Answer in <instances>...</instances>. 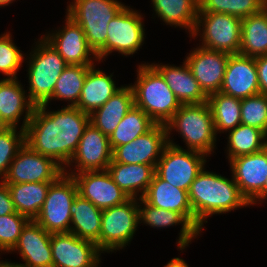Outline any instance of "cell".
Returning <instances> with one entry per match:
<instances>
[{"label":"cell","mask_w":267,"mask_h":267,"mask_svg":"<svg viewBox=\"0 0 267 267\" xmlns=\"http://www.w3.org/2000/svg\"><path fill=\"white\" fill-rule=\"evenodd\" d=\"M47 106H35L25 129V143L65 169L78 148L90 115L77 107L48 111Z\"/></svg>","instance_id":"6da1fadb"},{"label":"cell","mask_w":267,"mask_h":267,"mask_svg":"<svg viewBox=\"0 0 267 267\" xmlns=\"http://www.w3.org/2000/svg\"><path fill=\"white\" fill-rule=\"evenodd\" d=\"M203 168L190 185L189 201L196 222L203 228L209 216L234 211L237 208L250 206L241 194L238 185L232 179L220 174L205 171Z\"/></svg>","instance_id":"7a4b0ae2"},{"label":"cell","mask_w":267,"mask_h":267,"mask_svg":"<svg viewBox=\"0 0 267 267\" xmlns=\"http://www.w3.org/2000/svg\"><path fill=\"white\" fill-rule=\"evenodd\" d=\"M136 79L135 85H130L134 93V105L143 110L156 124L166 125L181 103L151 64L139 65Z\"/></svg>","instance_id":"3957f363"},{"label":"cell","mask_w":267,"mask_h":267,"mask_svg":"<svg viewBox=\"0 0 267 267\" xmlns=\"http://www.w3.org/2000/svg\"><path fill=\"white\" fill-rule=\"evenodd\" d=\"M168 137L172 130L179 132L188 150L208 156L216 146V132L212 113L207 102L181 104L180 108L166 124Z\"/></svg>","instance_id":"277c9868"},{"label":"cell","mask_w":267,"mask_h":267,"mask_svg":"<svg viewBox=\"0 0 267 267\" xmlns=\"http://www.w3.org/2000/svg\"><path fill=\"white\" fill-rule=\"evenodd\" d=\"M35 46L27 58L28 97L35 106H40L52 97L56 81L68 64L44 38Z\"/></svg>","instance_id":"5b68a950"},{"label":"cell","mask_w":267,"mask_h":267,"mask_svg":"<svg viewBox=\"0 0 267 267\" xmlns=\"http://www.w3.org/2000/svg\"><path fill=\"white\" fill-rule=\"evenodd\" d=\"M125 6L117 0H73L66 15L81 26L89 47L97 54L106 43L108 23Z\"/></svg>","instance_id":"8992f818"},{"label":"cell","mask_w":267,"mask_h":267,"mask_svg":"<svg viewBox=\"0 0 267 267\" xmlns=\"http://www.w3.org/2000/svg\"><path fill=\"white\" fill-rule=\"evenodd\" d=\"M77 194L74 178L66 173L61 174L50 184L35 221L51 234L70 232L71 212Z\"/></svg>","instance_id":"52a82bcc"},{"label":"cell","mask_w":267,"mask_h":267,"mask_svg":"<svg viewBox=\"0 0 267 267\" xmlns=\"http://www.w3.org/2000/svg\"><path fill=\"white\" fill-rule=\"evenodd\" d=\"M241 25L242 19L233 15L198 12L196 26L190 37L195 38L201 35L200 41H202L201 47L203 48L231 55L239 54ZM200 27L203 28L201 29Z\"/></svg>","instance_id":"ba28073f"},{"label":"cell","mask_w":267,"mask_h":267,"mask_svg":"<svg viewBox=\"0 0 267 267\" xmlns=\"http://www.w3.org/2000/svg\"><path fill=\"white\" fill-rule=\"evenodd\" d=\"M206 158L203 153L183 149L168 137V145L155 166V174L172 186L188 191L204 168Z\"/></svg>","instance_id":"9c48e42d"},{"label":"cell","mask_w":267,"mask_h":267,"mask_svg":"<svg viewBox=\"0 0 267 267\" xmlns=\"http://www.w3.org/2000/svg\"><path fill=\"white\" fill-rule=\"evenodd\" d=\"M139 224L138 198L102 211L99 250L113 252L130 244ZM104 251V252H103Z\"/></svg>","instance_id":"30bf717a"},{"label":"cell","mask_w":267,"mask_h":267,"mask_svg":"<svg viewBox=\"0 0 267 267\" xmlns=\"http://www.w3.org/2000/svg\"><path fill=\"white\" fill-rule=\"evenodd\" d=\"M137 10L125 6L107 25L104 47L96 54L103 61L113 51L130 56L144 44L145 29L143 18ZM143 43V44H142Z\"/></svg>","instance_id":"8fae6325"},{"label":"cell","mask_w":267,"mask_h":267,"mask_svg":"<svg viewBox=\"0 0 267 267\" xmlns=\"http://www.w3.org/2000/svg\"><path fill=\"white\" fill-rule=\"evenodd\" d=\"M63 173L64 169L53 159L37 153L25 143L2 180L5 184L54 182Z\"/></svg>","instance_id":"7c38bea8"},{"label":"cell","mask_w":267,"mask_h":267,"mask_svg":"<svg viewBox=\"0 0 267 267\" xmlns=\"http://www.w3.org/2000/svg\"><path fill=\"white\" fill-rule=\"evenodd\" d=\"M64 173L74 178L78 194L101 210L121 205L130 199L115 184L107 170L77 173L65 168Z\"/></svg>","instance_id":"4fadbf2b"},{"label":"cell","mask_w":267,"mask_h":267,"mask_svg":"<svg viewBox=\"0 0 267 267\" xmlns=\"http://www.w3.org/2000/svg\"><path fill=\"white\" fill-rule=\"evenodd\" d=\"M53 267H98L101 251L89 240L73 233H52Z\"/></svg>","instance_id":"5bb4252c"},{"label":"cell","mask_w":267,"mask_h":267,"mask_svg":"<svg viewBox=\"0 0 267 267\" xmlns=\"http://www.w3.org/2000/svg\"><path fill=\"white\" fill-rule=\"evenodd\" d=\"M168 145L166 125L156 124L146 134L112 150V161L124 164L156 165Z\"/></svg>","instance_id":"9a60e30c"},{"label":"cell","mask_w":267,"mask_h":267,"mask_svg":"<svg viewBox=\"0 0 267 267\" xmlns=\"http://www.w3.org/2000/svg\"><path fill=\"white\" fill-rule=\"evenodd\" d=\"M65 19L66 24L62 29L45 34L43 38L54 47L68 65H94L95 62L92 60L98 61V58L89 47L83 29L68 15Z\"/></svg>","instance_id":"2e32d148"},{"label":"cell","mask_w":267,"mask_h":267,"mask_svg":"<svg viewBox=\"0 0 267 267\" xmlns=\"http://www.w3.org/2000/svg\"><path fill=\"white\" fill-rule=\"evenodd\" d=\"M230 55L225 52L209 50L199 45L193 51H190L185 58L193 76L207 96L220 92Z\"/></svg>","instance_id":"e0dca14e"},{"label":"cell","mask_w":267,"mask_h":267,"mask_svg":"<svg viewBox=\"0 0 267 267\" xmlns=\"http://www.w3.org/2000/svg\"><path fill=\"white\" fill-rule=\"evenodd\" d=\"M111 161L112 150L109 137L89 122L67 167L75 166L74 170H77L78 173L107 170ZM72 163H75V165Z\"/></svg>","instance_id":"ac0fdd59"},{"label":"cell","mask_w":267,"mask_h":267,"mask_svg":"<svg viewBox=\"0 0 267 267\" xmlns=\"http://www.w3.org/2000/svg\"><path fill=\"white\" fill-rule=\"evenodd\" d=\"M220 92L239 99L259 94L256 57L230 55Z\"/></svg>","instance_id":"d6986e66"},{"label":"cell","mask_w":267,"mask_h":267,"mask_svg":"<svg viewBox=\"0 0 267 267\" xmlns=\"http://www.w3.org/2000/svg\"><path fill=\"white\" fill-rule=\"evenodd\" d=\"M229 162L234 181L250 203L264 189L267 179V146L260 152L241 155Z\"/></svg>","instance_id":"ffe728a7"},{"label":"cell","mask_w":267,"mask_h":267,"mask_svg":"<svg viewBox=\"0 0 267 267\" xmlns=\"http://www.w3.org/2000/svg\"><path fill=\"white\" fill-rule=\"evenodd\" d=\"M51 233L35 220H29L23 227L17 244L10 251H17L25 262V267H53Z\"/></svg>","instance_id":"44dd1931"},{"label":"cell","mask_w":267,"mask_h":267,"mask_svg":"<svg viewBox=\"0 0 267 267\" xmlns=\"http://www.w3.org/2000/svg\"><path fill=\"white\" fill-rule=\"evenodd\" d=\"M142 198L153 207L181 213L200 233L202 232L203 228L194 218L188 191L174 187L154 174Z\"/></svg>","instance_id":"7402d4cb"},{"label":"cell","mask_w":267,"mask_h":267,"mask_svg":"<svg viewBox=\"0 0 267 267\" xmlns=\"http://www.w3.org/2000/svg\"><path fill=\"white\" fill-rule=\"evenodd\" d=\"M3 78L0 80V114L10 127H17L22 114L25 116L21 129H26L32 117L35 105L30 101L28 95L17 80Z\"/></svg>","instance_id":"603a6c76"},{"label":"cell","mask_w":267,"mask_h":267,"mask_svg":"<svg viewBox=\"0 0 267 267\" xmlns=\"http://www.w3.org/2000/svg\"><path fill=\"white\" fill-rule=\"evenodd\" d=\"M164 78L169 88L181 104H200L207 102L208 96L200 88L186 61L179 67L173 65L151 64Z\"/></svg>","instance_id":"cb8c5ba5"},{"label":"cell","mask_w":267,"mask_h":267,"mask_svg":"<svg viewBox=\"0 0 267 267\" xmlns=\"http://www.w3.org/2000/svg\"><path fill=\"white\" fill-rule=\"evenodd\" d=\"M156 165L124 164L111 161L107 171L115 184L129 197L142 198L155 174ZM139 192L141 195H139Z\"/></svg>","instance_id":"d4e9b609"},{"label":"cell","mask_w":267,"mask_h":267,"mask_svg":"<svg viewBox=\"0 0 267 267\" xmlns=\"http://www.w3.org/2000/svg\"><path fill=\"white\" fill-rule=\"evenodd\" d=\"M138 200L142 204L140 205L138 202L139 224L143 222L153 228H165L181 224L182 228L177 242L178 249L184 250L193 238L199 236L200 232L181 213L153 207L143 198Z\"/></svg>","instance_id":"484cf974"},{"label":"cell","mask_w":267,"mask_h":267,"mask_svg":"<svg viewBox=\"0 0 267 267\" xmlns=\"http://www.w3.org/2000/svg\"><path fill=\"white\" fill-rule=\"evenodd\" d=\"M133 105L132 87L130 85L122 86L100 108L90 114V123L104 135L110 137Z\"/></svg>","instance_id":"4316f807"},{"label":"cell","mask_w":267,"mask_h":267,"mask_svg":"<svg viewBox=\"0 0 267 267\" xmlns=\"http://www.w3.org/2000/svg\"><path fill=\"white\" fill-rule=\"evenodd\" d=\"M113 75H106L102 70L95 69V65L89 67L80 99L75 107L82 112L91 114L100 108L121 87H117Z\"/></svg>","instance_id":"83f0119b"},{"label":"cell","mask_w":267,"mask_h":267,"mask_svg":"<svg viewBox=\"0 0 267 267\" xmlns=\"http://www.w3.org/2000/svg\"><path fill=\"white\" fill-rule=\"evenodd\" d=\"M102 211L77 194L71 212L70 233L94 242L99 248Z\"/></svg>","instance_id":"f1b7e54d"},{"label":"cell","mask_w":267,"mask_h":267,"mask_svg":"<svg viewBox=\"0 0 267 267\" xmlns=\"http://www.w3.org/2000/svg\"><path fill=\"white\" fill-rule=\"evenodd\" d=\"M153 10L165 24L182 27L192 35L199 10L198 0H151Z\"/></svg>","instance_id":"f546056e"},{"label":"cell","mask_w":267,"mask_h":267,"mask_svg":"<svg viewBox=\"0 0 267 267\" xmlns=\"http://www.w3.org/2000/svg\"><path fill=\"white\" fill-rule=\"evenodd\" d=\"M52 182L7 184L17 213L35 220L38 216Z\"/></svg>","instance_id":"4dcf8cb0"},{"label":"cell","mask_w":267,"mask_h":267,"mask_svg":"<svg viewBox=\"0 0 267 267\" xmlns=\"http://www.w3.org/2000/svg\"><path fill=\"white\" fill-rule=\"evenodd\" d=\"M239 54L249 57L267 54V6L242 19Z\"/></svg>","instance_id":"1f68e13d"},{"label":"cell","mask_w":267,"mask_h":267,"mask_svg":"<svg viewBox=\"0 0 267 267\" xmlns=\"http://www.w3.org/2000/svg\"><path fill=\"white\" fill-rule=\"evenodd\" d=\"M207 103L216 134L229 132L241 124V99L216 92L208 96Z\"/></svg>","instance_id":"d6a6232c"},{"label":"cell","mask_w":267,"mask_h":267,"mask_svg":"<svg viewBox=\"0 0 267 267\" xmlns=\"http://www.w3.org/2000/svg\"><path fill=\"white\" fill-rule=\"evenodd\" d=\"M155 125L156 123L143 110L133 105L109 137L111 150L132 142Z\"/></svg>","instance_id":"836d02e7"},{"label":"cell","mask_w":267,"mask_h":267,"mask_svg":"<svg viewBox=\"0 0 267 267\" xmlns=\"http://www.w3.org/2000/svg\"><path fill=\"white\" fill-rule=\"evenodd\" d=\"M228 160L260 152L267 146V135L260 129L239 124L228 133Z\"/></svg>","instance_id":"e575fe53"},{"label":"cell","mask_w":267,"mask_h":267,"mask_svg":"<svg viewBox=\"0 0 267 267\" xmlns=\"http://www.w3.org/2000/svg\"><path fill=\"white\" fill-rule=\"evenodd\" d=\"M92 65H67L56 81L52 97L45 103L53 99L65 100L70 103L67 106L75 107L80 99L83 84L89 67Z\"/></svg>","instance_id":"d590c367"},{"label":"cell","mask_w":267,"mask_h":267,"mask_svg":"<svg viewBox=\"0 0 267 267\" xmlns=\"http://www.w3.org/2000/svg\"><path fill=\"white\" fill-rule=\"evenodd\" d=\"M198 12H216L241 19L259 13L267 6V0H198Z\"/></svg>","instance_id":"8d00e7d4"},{"label":"cell","mask_w":267,"mask_h":267,"mask_svg":"<svg viewBox=\"0 0 267 267\" xmlns=\"http://www.w3.org/2000/svg\"><path fill=\"white\" fill-rule=\"evenodd\" d=\"M241 124L256 127L267 135V95L241 99Z\"/></svg>","instance_id":"74e56055"},{"label":"cell","mask_w":267,"mask_h":267,"mask_svg":"<svg viewBox=\"0 0 267 267\" xmlns=\"http://www.w3.org/2000/svg\"><path fill=\"white\" fill-rule=\"evenodd\" d=\"M17 127H9L0 132V179L2 180L12 160L17 155L20 148L25 144V130L17 132Z\"/></svg>","instance_id":"f35d334b"},{"label":"cell","mask_w":267,"mask_h":267,"mask_svg":"<svg viewBox=\"0 0 267 267\" xmlns=\"http://www.w3.org/2000/svg\"><path fill=\"white\" fill-rule=\"evenodd\" d=\"M10 35V32H6L0 36V72L7 76V79H14L17 78V72L26 58Z\"/></svg>","instance_id":"ab89813d"},{"label":"cell","mask_w":267,"mask_h":267,"mask_svg":"<svg viewBox=\"0 0 267 267\" xmlns=\"http://www.w3.org/2000/svg\"><path fill=\"white\" fill-rule=\"evenodd\" d=\"M29 219L20 213L0 216V252H10L17 244L23 227Z\"/></svg>","instance_id":"60d3db41"},{"label":"cell","mask_w":267,"mask_h":267,"mask_svg":"<svg viewBox=\"0 0 267 267\" xmlns=\"http://www.w3.org/2000/svg\"><path fill=\"white\" fill-rule=\"evenodd\" d=\"M15 207L13 205L11 194L7 187V184L0 181V216L8 215L11 213H15Z\"/></svg>","instance_id":"b9f144b4"},{"label":"cell","mask_w":267,"mask_h":267,"mask_svg":"<svg viewBox=\"0 0 267 267\" xmlns=\"http://www.w3.org/2000/svg\"><path fill=\"white\" fill-rule=\"evenodd\" d=\"M256 67L260 93L267 95V54L256 57Z\"/></svg>","instance_id":"7bdbcfd3"},{"label":"cell","mask_w":267,"mask_h":267,"mask_svg":"<svg viewBox=\"0 0 267 267\" xmlns=\"http://www.w3.org/2000/svg\"><path fill=\"white\" fill-rule=\"evenodd\" d=\"M258 199V200H257ZM267 199V179L264 184V189L250 202V205L257 204L256 202H263ZM262 200V201H261Z\"/></svg>","instance_id":"ee69618b"},{"label":"cell","mask_w":267,"mask_h":267,"mask_svg":"<svg viewBox=\"0 0 267 267\" xmlns=\"http://www.w3.org/2000/svg\"><path fill=\"white\" fill-rule=\"evenodd\" d=\"M164 267H188V265L183 259L176 257L171 259Z\"/></svg>","instance_id":"f6af8a7d"},{"label":"cell","mask_w":267,"mask_h":267,"mask_svg":"<svg viewBox=\"0 0 267 267\" xmlns=\"http://www.w3.org/2000/svg\"><path fill=\"white\" fill-rule=\"evenodd\" d=\"M0 267H25L23 265H21V263H15V262H8L6 261H0Z\"/></svg>","instance_id":"bcb514c9"},{"label":"cell","mask_w":267,"mask_h":267,"mask_svg":"<svg viewBox=\"0 0 267 267\" xmlns=\"http://www.w3.org/2000/svg\"><path fill=\"white\" fill-rule=\"evenodd\" d=\"M9 127L10 126L4 121V119L2 118V116L0 114V132L5 131Z\"/></svg>","instance_id":"7dc6e473"},{"label":"cell","mask_w":267,"mask_h":267,"mask_svg":"<svg viewBox=\"0 0 267 267\" xmlns=\"http://www.w3.org/2000/svg\"><path fill=\"white\" fill-rule=\"evenodd\" d=\"M15 0H0V7L8 6Z\"/></svg>","instance_id":"c3c4849f"}]
</instances>
